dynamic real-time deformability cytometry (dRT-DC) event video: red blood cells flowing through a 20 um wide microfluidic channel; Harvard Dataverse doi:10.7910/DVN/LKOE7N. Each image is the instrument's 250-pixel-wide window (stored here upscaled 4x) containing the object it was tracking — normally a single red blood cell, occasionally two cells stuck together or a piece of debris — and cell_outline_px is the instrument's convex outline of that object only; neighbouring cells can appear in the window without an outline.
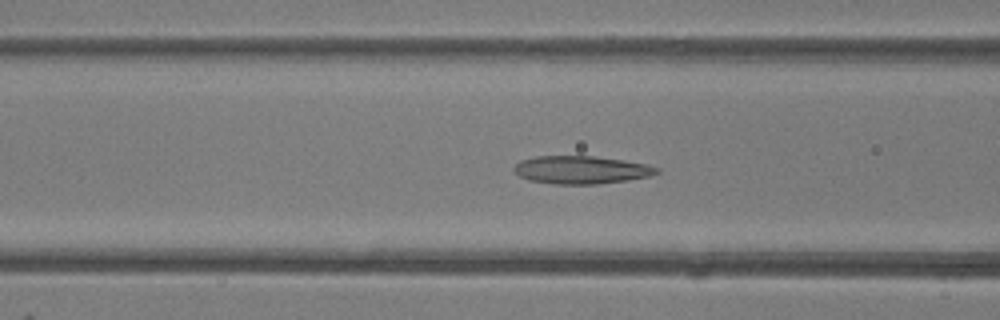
{"species": "common noctule bat (a hibernating species)", "species_latin": "Nyctalus noctula", "temperature_condition": "room temperature", "stored_images_in_passage": 48, "camera_frame_rate_fps": 3000, "um_per_image_px": 0.085, "animal": {"sex": "female"}, "frame": {"image": 1, "passage_image": 19, "time_ms": 6.0, "image_size_px": [1000, 320], "cell_outline_px": [[660, 172], [648, 176], [628, 180], [596, 184], [552, 184], [528, 180], [520, 176], [512, 168], [520, 160], [536, 156], [596, 156], [624, 160], [648, 164], [660, 168]], "centroid_in_image_um": [49.41, 14.43], "position_along_channel_um": 117.2, "area_um2": 23.35}}
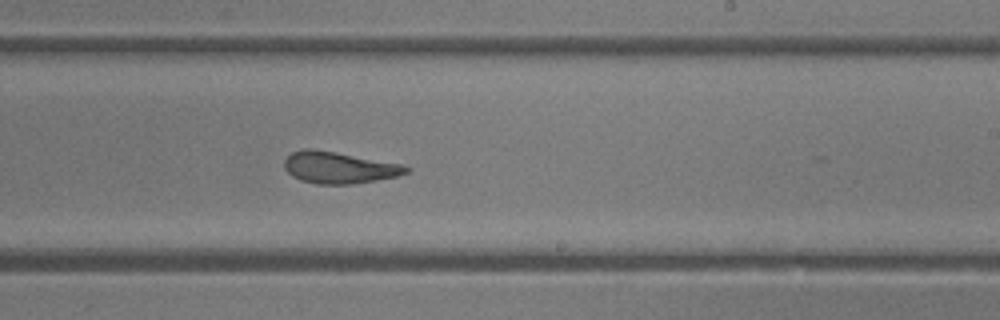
{"frame": {"image": 2, "passage_image": 29, "time_ms": 9.333, "image_size_px": [1000, 320], "cell_outline_px": [[412, 168], [408, 172], [396, 176], [376, 180], [352, 184], [316, 184], [300, 180], [292, 176], [284, 168], [284, 160], [292, 152], [304, 148], [312, 148], [336, 152], [404, 164]], "centroid_in_image_um": [28.82, 14.24], "position_along_channel_um": 260.2, "area_um2": 22.6}}
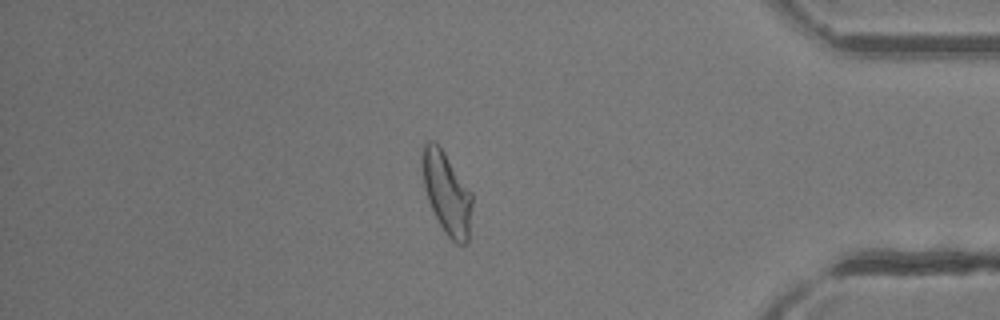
{"frame": {"image": 3, "passage_image": 41, "time_ms": 13.333, "image_size_px": [1000, 320], "cell_outline_px": [[472, 204], [468, 240], [464, 244], [456, 244], [444, 232], [428, 200], [424, 188], [420, 160], [420, 156], [424, 144], [428, 140], [432, 140], [444, 152], [472, 192]], "centroid_in_image_um": [37.95, 16.38], "position_along_channel_um": 397.2, "area_um2": 23.81}, "authors_computed_cell_mechanics": {"area_um2": 24.3338, "velocity_mm_per_s": 4.285, "shape_relaxation_time_tau1_ms": 6.0086, "shape_relaxation_time_tau2_ms": 2.49, "deformation_change_tau1": 0.1846, "deformation_change_tau2": 0.1041}}